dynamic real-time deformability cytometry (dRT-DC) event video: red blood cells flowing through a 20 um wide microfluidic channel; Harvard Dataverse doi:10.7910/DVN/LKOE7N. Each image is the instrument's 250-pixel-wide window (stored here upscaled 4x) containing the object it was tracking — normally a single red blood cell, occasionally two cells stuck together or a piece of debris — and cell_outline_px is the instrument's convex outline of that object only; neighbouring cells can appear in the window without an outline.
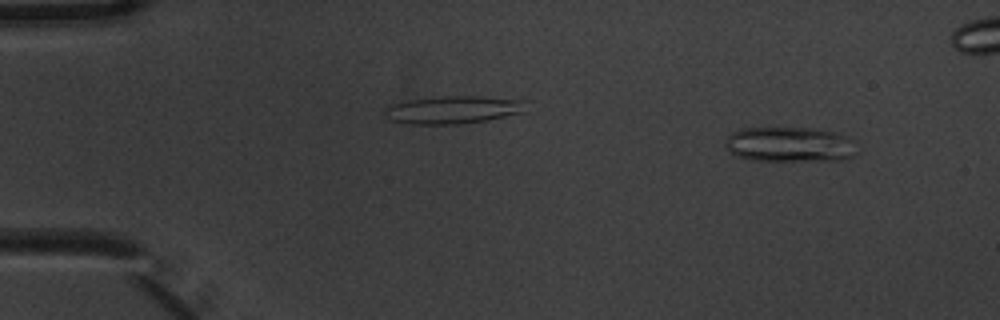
{"species": "common noctule bat (a hibernating species)", "species_latin": "Nyctalus noctula", "temperature_condition": "warm", "stored_images_in_passage": 5, "camera_frame_rate_fps": 3000, "um_per_image_px": 0.085, "animal": {"sex": "male", "body_mass_g": 20.1, "forearm_length_mm": 53.5}, "frame": {"image": 1, "passage_image": 1, "time_ms": 0.0, "image_size_px": [1000, 320], "cell_outline_px": [[852, 156], [844, 160], [752, 160], [736, 156], [724, 144], [728, 136], [732, 132], [740, 128], [816, 128], [848, 136], [852, 140]], "centroid_in_image_um": [67.07, 12.27], "position_along_channel_um": 17.9, "area_um2": 26.53}}